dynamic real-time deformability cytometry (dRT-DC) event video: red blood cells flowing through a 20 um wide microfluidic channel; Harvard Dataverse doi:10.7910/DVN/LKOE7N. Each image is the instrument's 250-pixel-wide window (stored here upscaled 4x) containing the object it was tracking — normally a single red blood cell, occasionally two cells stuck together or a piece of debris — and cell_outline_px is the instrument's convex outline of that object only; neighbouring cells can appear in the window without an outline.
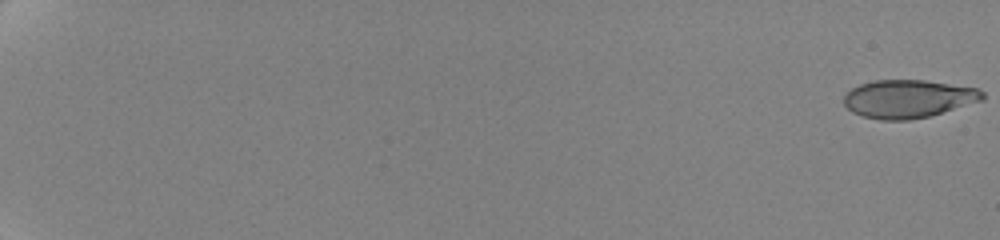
{"species": "human", "species_latin": "Homo sapiens", "temperature_condition": "cold", "stored_images_in_passage": 37, "camera_frame_rate_fps": 3000, "um_per_image_px": 0.085, "donor": {"sex": "female"}, "frame": {"image": 1, "passage_image": 1, "time_ms": 0.0, "image_size_px": [1000, 240], "cell_outline_px": [[984, 100], [928, 116], [908, 120], [880, 120], [864, 116], [852, 112], [844, 104], [844, 96], [852, 88], [860, 84], [872, 80], [924, 80], [980, 88], [984, 92]], "centroid_in_image_um": [77.22, 8.39], "position_along_channel_um": 7.8, "area_um2": 30.75}}
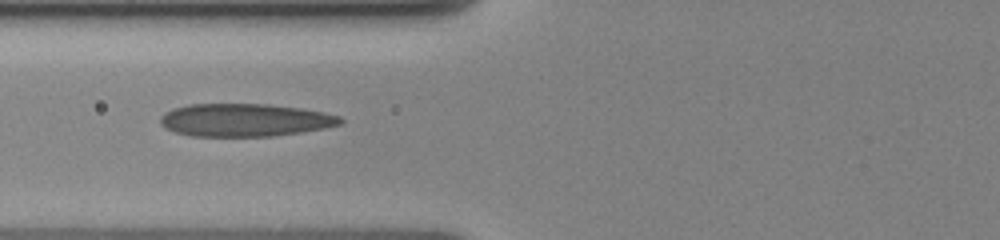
{"frame": {"image": 2, "passage_image": 27, "time_ms": 9.333, "image_size_px": [1000, 240], "cell_outline_px": [[344, 120], [340, 124], [324, 128], [276, 136], [192, 136], [176, 132], [164, 128], [160, 124], [160, 116], [164, 112], [172, 108], [188, 104], [268, 104], [300, 108], [324, 112], [340, 116]], "centroid_in_image_um": [20.78, 10.2], "position_along_channel_um": 105.0, "area_um2": 34.62}}
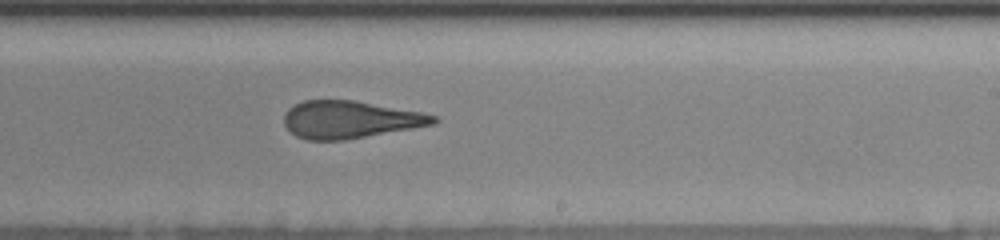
{"frame": {"image": 3, "passage_image": 37, "time_ms": 13.667, "image_size_px": [1000, 240], "cell_outline_px": [[440, 120], [436, 124], [344, 140], [308, 140], [296, 136], [284, 124], [284, 112], [288, 108], [304, 100], [356, 100], [424, 112], [440, 116]], "centroid_in_image_um": [29.81, 10.15], "position_along_channel_um": 259.2, "area_um2": 32.89}}